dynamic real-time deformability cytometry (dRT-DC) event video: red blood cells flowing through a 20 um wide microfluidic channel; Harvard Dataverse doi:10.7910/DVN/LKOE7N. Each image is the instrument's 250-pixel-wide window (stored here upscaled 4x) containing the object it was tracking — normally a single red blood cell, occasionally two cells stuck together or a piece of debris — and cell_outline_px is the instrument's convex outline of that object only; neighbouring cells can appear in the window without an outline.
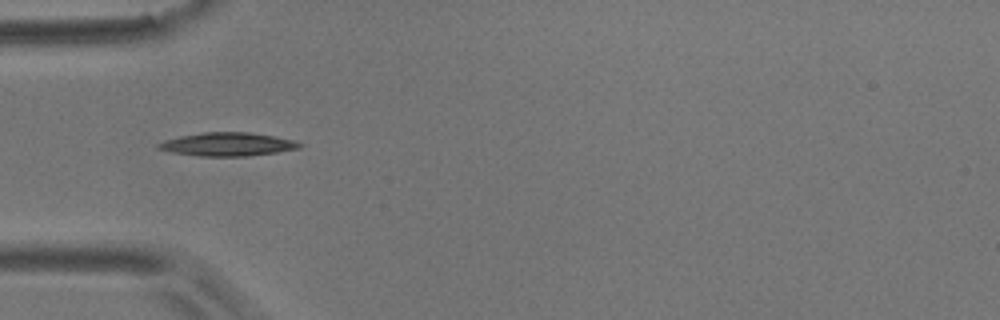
{"species": "common noctule bat (a hibernating species)", "species_latin": "Nyctalus noctula", "temperature_condition": "room temperature", "stored_images_in_passage": 12, "camera_frame_rate_fps": 3000, "um_per_image_px": 0.085, "animal": {"sex": "male", "body_mass_g": 17.9}, "frame": {"image": 1, "passage_image": 4, "time_ms": 1.0, "image_size_px": [1000, 320], "cell_outline_px": [[304, 144], [300, 148], [276, 152], [248, 156], [200, 156], [172, 152], [156, 148], [156, 144], [164, 140], [180, 136], [204, 132], [252, 132], [276, 136], [296, 140]], "centroid_in_image_um": [19.38, 12.25], "position_along_channel_um": 65.6, "area_um2": 19.42}}
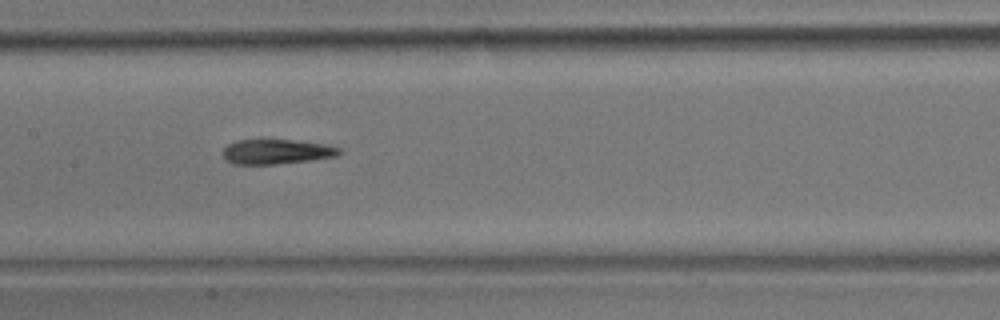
{"frame": {"image": 2, "passage_image": 7, "time_ms": 2.0, "image_size_px": [1000, 320], "cell_outline_px": [[344, 152], [336, 156], [312, 160], [276, 164], [232, 164], [224, 160], [220, 152], [228, 144], [236, 140], [292, 140], [324, 144], [340, 148]], "centroid_in_image_um": [23.46, 12.9], "position_along_channel_um": 183.9, "area_um2": 16.99}}
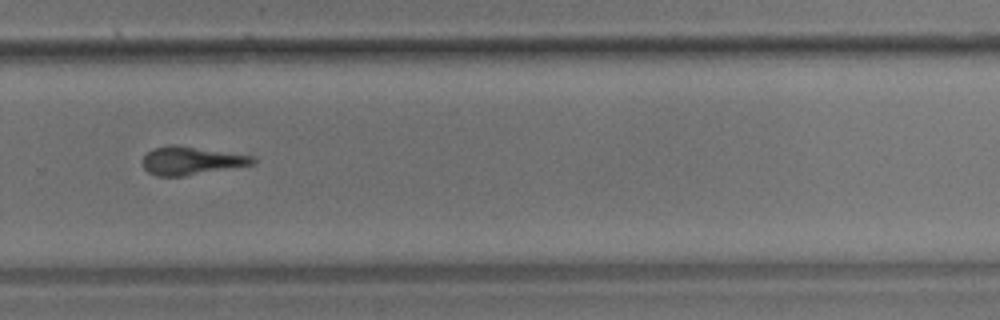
{"frame": {"image": 3, "passage_image": 10, "time_ms": 3.0, "image_size_px": [1000, 320], "cell_outline_px": [[256, 164], [184, 176], [156, 176], [148, 172], [140, 164], [144, 156], [152, 148], [172, 144], [256, 156]], "centroid_in_image_um": [16.25, 13.66], "position_along_channel_um": 313.5, "area_um2": 18.26}}